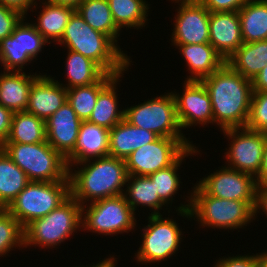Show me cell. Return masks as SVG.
<instances>
[{"mask_svg":"<svg viewBox=\"0 0 267 267\" xmlns=\"http://www.w3.org/2000/svg\"><path fill=\"white\" fill-rule=\"evenodd\" d=\"M213 108L214 124L221 130L246 127L253 95L252 81L227 63L203 78Z\"/></svg>","mask_w":267,"mask_h":267,"instance_id":"obj_1","label":"cell"},{"mask_svg":"<svg viewBox=\"0 0 267 267\" xmlns=\"http://www.w3.org/2000/svg\"><path fill=\"white\" fill-rule=\"evenodd\" d=\"M135 215L124 195L93 201L82 206V231L105 236L129 233L137 226Z\"/></svg>","mask_w":267,"mask_h":267,"instance_id":"obj_9","label":"cell"},{"mask_svg":"<svg viewBox=\"0 0 267 267\" xmlns=\"http://www.w3.org/2000/svg\"><path fill=\"white\" fill-rule=\"evenodd\" d=\"M68 176L71 196L83 206L123 195L128 172L124 159L106 156L71 165Z\"/></svg>","mask_w":267,"mask_h":267,"instance_id":"obj_2","label":"cell"},{"mask_svg":"<svg viewBox=\"0 0 267 267\" xmlns=\"http://www.w3.org/2000/svg\"><path fill=\"white\" fill-rule=\"evenodd\" d=\"M16 248H24V228L6 209H0V257Z\"/></svg>","mask_w":267,"mask_h":267,"instance_id":"obj_36","label":"cell"},{"mask_svg":"<svg viewBox=\"0 0 267 267\" xmlns=\"http://www.w3.org/2000/svg\"><path fill=\"white\" fill-rule=\"evenodd\" d=\"M116 26L126 29H143L148 23L150 4L146 0H108Z\"/></svg>","mask_w":267,"mask_h":267,"instance_id":"obj_32","label":"cell"},{"mask_svg":"<svg viewBox=\"0 0 267 267\" xmlns=\"http://www.w3.org/2000/svg\"><path fill=\"white\" fill-rule=\"evenodd\" d=\"M45 141L44 120L26 111L13 114L10 133L5 143L34 144Z\"/></svg>","mask_w":267,"mask_h":267,"instance_id":"obj_33","label":"cell"},{"mask_svg":"<svg viewBox=\"0 0 267 267\" xmlns=\"http://www.w3.org/2000/svg\"><path fill=\"white\" fill-rule=\"evenodd\" d=\"M260 212H261V215L265 214L267 218V183L262 184V185H257V188H256V200H255V207H254V215L256 216H254V219H256L257 214Z\"/></svg>","mask_w":267,"mask_h":267,"instance_id":"obj_43","label":"cell"},{"mask_svg":"<svg viewBox=\"0 0 267 267\" xmlns=\"http://www.w3.org/2000/svg\"><path fill=\"white\" fill-rule=\"evenodd\" d=\"M66 84L60 83L66 89L74 87L88 86L98 82L106 72L94 61L84 57L82 54L67 50Z\"/></svg>","mask_w":267,"mask_h":267,"instance_id":"obj_30","label":"cell"},{"mask_svg":"<svg viewBox=\"0 0 267 267\" xmlns=\"http://www.w3.org/2000/svg\"><path fill=\"white\" fill-rule=\"evenodd\" d=\"M253 92L267 91V64L262 71L252 80Z\"/></svg>","mask_w":267,"mask_h":267,"instance_id":"obj_44","label":"cell"},{"mask_svg":"<svg viewBox=\"0 0 267 267\" xmlns=\"http://www.w3.org/2000/svg\"><path fill=\"white\" fill-rule=\"evenodd\" d=\"M124 196L136 213L137 207H148L151 215H161L163 207H169L156 193L155 184L148 176L128 175ZM160 210V211H159Z\"/></svg>","mask_w":267,"mask_h":267,"instance_id":"obj_27","label":"cell"},{"mask_svg":"<svg viewBox=\"0 0 267 267\" xmlns=\"http://www.w3.org/2000/svg\"><path fill=\"white\" fill-rule=\"evenodd\" d=\"M42 3V10L36 21L31 23L36 27L37 31L50 44L61 41L64 30L69 22L70 17L76 11L75 8L67 5L53 4L46 1ZM51 39V40H50Z\"/></svg>","mask_w":267,"mask_h":267,"instance_id":"obj_24","label":"cell"},{"mask_svg":"<svg viewBox=\"0 0 267 267\" xmlns=\"http://www.w3.org/2000/svg\"><path fill=\"white\" fill-rule=\"evenodd\" d=\"M25 17L20 11L0 4V41L11 35L15 27Z\"/></svg>","mask_w":267,"mask_h":267,"instance_id":"obj_38","label":"cell"},{"mask_svg":"<svg viewBox=\"0 0 267 267\" xmlns=\"http://www.w3.org/2000/svg\"><path fill=\"white\" fill-rule=\"evenodd\" d=\"M236 255L232 256L227 255L228 257H222L214 263L215 265L213 267H256L257 266V253L256 255L252 253L253 255Z\"/></svg>","mask_w":267,"mask_h":267,"instance_id":"obj_39","label":"cell"},{"mask_svg":"<svg viewBox=\"0 0 267 267\" xmlns=\"http://www.w3.org/2000/svg\"><path fill=\"white\" fill-rule=\"evenodd\" d=\"M13 112L0 104V147L9 136Z\"/></svg>","mask_w":267,"mask_h":267,"instance_id":"obj_41","label":"cell"},{"mask_svg":"<svg viewBox=\"0 0 267 267\" xmlns=\"http://www.w3.org/2000/svg\"><path fill=\"white\" fill-rule=\"evenodd\" d=\"M209 43L225 61L243 44L238 12H210Z\"/></svg>","mask_w":267,"mask_h":267,"instance_id":"obj_19","label":"cell"},{"mask_svg":"<svg viewBox=\"0 0 267 267\" xmlns=\"http://www.w3.org/2000/svg\"><path fill=\"white\" fill-rule=\"evenodd\" d=\"M26 18L20 21L11 35L0 41V65L4 71H24L25 65L38 60V54L49 44Z\"/></svg>","mask_w":267,"mask_h":267,"instance_id":"obj_12","label":"cell"},{"mask_svg":"<svg viewBox=\"0 0 267 267\" xmlns=\"http://www.w3.org/2000/svg\"><path fill=\"white\" fill-rule=\"evenodd\" d=\"M58 44L60 47L64 46L67 50L91 59L111 75L125 73L133 63L131 57L126 55L107 35L94 30L76 11L70 17Z\"/></svg>","mask_w":267,"mask_h":267,"instance_id":"obj_4","label":"cell"},{"mask_svg":"<svg viewBox=\"0 0 267 267\" xmlns=\"http://www.w3.org/2000/svg\"><path fill=\"white\" fill-rule=\"evenodd\" d=\"M124 108V119L158 137L186 138L177 118L176 100L171 92Z\"/></svg>","mask_w":267,"mask_h":267,"instance_id":"obj_8","label":"cell"},{"mask_svg":"<svg viewBox=\"0 0 267 267\" xmlns=\"http://www.w3.org/2000/svg\"><path fill=\"white\" fill-rule=\"evenodd\" d=\"M157 138L155 133L123 119L109 131V156L125 160L132 152Z\"/></svg>","mask_w":267,"mask_h":267,"instance_id":"obj_23","label":"cell"},{"mask_svg":"<svg viewBox=\"0 0 267 267\" xmlns=\"http://www.w3.org/2000/svg\"><path fill=\"white\" fill-rule=\"evenodd\" d=\"M243 43L267 40V0H250L239 11Z\"/></svg>","mask_w":267,"mask_h":267,"instance_id":"obj_29","label":"cell"},{"mask_svg":"<svg viewBox=\"0 0 267 267\" xmlns=\"http://www.w3.org/2000/svg\"><path fill=\"white\" fill-rule=\"evenodd\" d=\"M178 48L189 74L186 80L201 81L220 69L226 61L210 43L171 44Z\"/></svg>","mask_w":267,"mask_h":267,"instance_id":"obj_21","label":"cell"},{"mask_svg":"<svg viewBox=\"0 0 267 267\" xmlns=\"http://www.w3.org/2000/svg\"><path fill=\"white\" fill-rule=\"evenodd\" d=\"M77 230H82V205L70 196L48 215L33 220L24 228V248H58Z\"/></svg>","mask_w":267,"mask_h":267,"instance_id":"obj_5","label":"cell"},{"mask_svg":"<svg viewBox=\"0 0 267 267\" xmlns=\"http://www.w3.org/2000/svg\"><path fill=\"white\" fill-rule=\"evenodd\" d=\"M178 5L170 38L172 44L209 43L210 12L201 3Z\"/></svg>","mask_w":267,"mask_h":267,"instance_id":"obj_16","label":"cell"},{"mask_svg":"<svg viewBox=\"0 0 267 267\" xmlns=\"http://www.w3.org/2000/svg\"><path fill=\"white\" fill-rule=\"evenodd\" d=\"M42 1H46L53 4L67 5L76 9L78 5L84 0H42Z\"/></svg>","mask_w":267,"mask_h":267,"instance_id":"obj_47","label":"cell"},{"mask_svg":"<svg viewBox=\"0 0 267 267\" xmlns=\"http://www.w3.org/2000/svg\"><path fill=\"white\" fill-rule=\"evenodd\" d=\"M178 4H188V3H201L202 0H171Z\"/></svg>","mask_w":267,"mask_h":267,"instance_id":"obj_49","label":"cell"},{"mask_svg":"<svg viewBox=\"0 0 267 267\" xmlns=\"http://www.w3.org/2000/svg\"><path fill=\"white\" fill-rule=\"evenodd\" d=\"M200 151L196 146L190 147L172 165L148 175L155 184L156 193L166 205L171 204L170 206L172 207V202L175 199L173 197L181 187L180 184L182 182L177 171L181 169L182 162L186 160L185 157H194V154L198 156Z\"/></svg>","mask_w":267,"mask_h":267,"instance_id":"obj_34","label":"cell"},{"mask_svg":"<svg viewBox=\"0 0 267 267\" xmlns=\"http://www.w3.org/2000/svg\"><path fill=\"white\" fill-rule=\"evenodd\" d=\"M188 139L158 137L135 150L125 159L128 175L148 176L172 165L188 148L196 146Z\"/></svg>","mask_w":267,"mask_h":267,"instance_id":"obj_11","label":"cell"},{"mask_svg":"<svg viewBox=\"0 0 267 267\" xmlns=\"http://www.w3.org/2000/svg\"><path fill=\"white\" fill-rule=\"evenodd\" d=\"M148 224L142 228L139 249L135 253L138 264H151L167 261L179 251L182 242V229L176 220L163 215L148 216Z\"/></svg>","mask_w":267,"mask_h":267,"instance_id":"obj_10","label":"cell"},{"mask_svg":"<svg viewBox=\"0 0 267 267\" xmlns=\"http://www.w3.org/2000/svg\"><path fill=\"white\" fill-rule=\"evenodd\" d=\"M198 185L210 196L227 200L255 201L257 183L254 176L222 166L207 177L200 178Z\"/></svg>","mask_w":267,"mask_h":267,"instance_id":"obj_14","label":"cell"},{"mask_svg":"<svg viewBox=\"0 0 267 267\" xmlns=\"http://www.w3.org/2000/svg\"><path fill=\"white\" fill-rule=\"evenodd\" d=\"M247 128L267 133V91L253 92Z\"/></svg>","mask_w":267,"mask_h":267,"instance_id":"obj_37","label":"cell"},{"mask_svg":"<svg viewBox=\"0 0 267 267\" xmlns=\"http://www.w3.org/2000/svg\"><path fill=\"white\" fill-rule=\"evenodd\" d=\"M250 0H202L209 12H238Z\"/></svg>","mask_w":267,"mask_h":267,"instance_id":"obj_40","label":"cell"},{"mask_svg":"<svg viewBox=\"0 0 267 267\" xmlns=\"http://www.w3.org/2000/svg\"><path fill=\"white\" fill-rule=\"evenodd\" d=\"M30 181L0 147V209H6Z\"/></svg>","mask_w":267,"mask_h":267,"instance_id":"obj_31","label":"cell"},{"mask_svg":"<svg viewBox=\"0 0 267 267\" xmlns=\"http://www.w3.org/2000/svg\"><path fill=\"white\" fill-rule=\"evenodd\" d=\"M1 148L25 172L29 181H70L66 159L47 141L34 144L4 143Z\"/></svg>","mask_w":267,"mask_h":267,"instance_id":"obj_6","label":"cell"},{"mask_svg":"<svg viewBox=\"0 0 267 267\" xmlns=\"http://www.w3.org/2000/svg\"><path fill=\"white\" fill-rule=\"evenodd\" d=\"M226 63L248 80H253L267 64V40L243 43Z\"/></svg>","mask_w":267,"mask_h":267,"instance_id":"obj_26","label":"cell"},{"mask_svg":"<svg viewBox=\"0 0 267 267\" xmlns=\"http://www.w3.org/2000/svg\"><path fill=\"white\" fill-rule=\"evenodd\" d=\"M70 196V181H30L6 210L25 228L58 208Z\"/></svg>","mask_w":267,"mask_h":267,"instance_id":"obj_7","label":"cell"},{"mask_svg":"<svg viewBox=\"0 0 267 267\" xmlns=\"http://www.w3.org/2000/svg\"><path fill=\"white\" fill-rule=\"evenodd\" d=\"M81 122L66 101L45 121L46 141L66 158L75 148Z\"/></svg>","mask_w":267,"mask_h":267,"instance_id":"obj_17","label":"cell"},{"mask_svg":"<svg viewBox=\"0 0 267 267\" xmlns=\"http://www.w3.org/2000/svg\"><path fill=\"white\" fill-rule=\"evenodd\" d=\"M192 191V192H191ZM185 203L175 207L178 215L195 218L202 228L234 231L248 226L254 219L255 201L227 200L208 195L196 182ZM248 224V225H247Z\"/></svg>","mask_w":267,"mask_h":267,"instance_id":"obj_3","label":"cell"},{"mask_svg":"<svg viewBox=\"0 0 267 267\" xmlns=\"http://www.w3.org/2000/svg\"><path fill=\"white\" fill-rule=\"evenodd\" d=\"M220 132L231 140L224 153L226 166L256 177L262 165L267 133L247 127L228 128Z\"/></svg>","mask_w":267,"mask_h":267,"instance_id":"obj_13","label":"cell"},{"mask_svg":"<svg viewBox=\"0 0 267 267\" xmlns=\"http://www.w3.org/2000/svg\"><path fill=\"white\" fill-rule=\"evenodd\" d=\"M124 74L115 76L100 92L92 111L89 122L96 125L112 129L116 124L124 119V109L119 107L118 84ZM120 80V81H119Z\"/></svg>","mask_w":267,"mask_h":267,"instance_id":"obj_25","label":"cell"},{"mask_svg":"<svg viewBox=\"0 0 267 267\" xmlns=\"http://www.w3.org/2000/svg\"><path fill=\"white\" fill-rule=\"evenodd\" d=\"M183 92H173L176 100L177 118L181 129L194 125H214L213 108L210 95L202 81L185 80Z\"/></svg>","mask_w":267,"mask_h":267,"instance_id":"obj_15","label":"cell"},{"mask_svg":"<svg viewBox=\"0 0 267 267\" xmlns=\"http://www.w3.org/2000/svg\"><path fill=\"white\" fill-rule=\"evenodd\" d=\"M265 251L264 252L261 251V253H257V266L256 267H267V249Z\"/></svg>","mask_w":267,"mask_h":267,"instance_id":"obj_48","label":"cell"},{"mask_svg":"<svg viewBox=\"0 0 267 267\" xmlns=\"http://www.w3.org/2000/svg\"><path fill=\"white\" fill-rule=\"evenodd\" d=\"M67 101V89L55 77L40 74L32 83L27 113L46 121Z\"/></svg>","mask_w":267,"mask_h":267,"instance_id":"obj_18","label":"cell"},{"mask_svg":"<svg viewBox=\"0 0 267 267\" xmlns=\"http://www.w3.org/2000/svg\"><path fill=\"white\" fill-rule=\"evenodd\" d=\"M255 179H256L257 185H262V184L267 183V137L265 141L262 165Z\"/></svg>","mask_w":267,"mask_h":267,"instance_id":"obj_45","label":"cell"},{"mask_svg":"<svg viewBox=\"0 0 267 267\" xmlns=\"http://www.w3.org/2000/svg\"><path fill=\"white\" fill-rule=\"evenodd\" d=\"M37 2V0H0V4L20 11L25 16H28L29 10L31 12L35 10L36 13L37 5L40 4Z\"/></svg>","mask_w":267,"mask_h":267,"instance_id":"obj_42","label":"cell"},{"mask_svg":"<svg viewBox=\"0 0 267 267\" xmlns=\"http://www.w3.org/2000/svg\"><path fill=\"white\" fill-rule=\"evenodd\" d=\"M109 129L82 121L74 150L65 158L68 168L90 159L109 156Z\"/></svg>","mask_w":267,"mask_h":267,"instance_id":"obj_20","label":"cell"},{"mask_svg":"<svg viewBox=\"0 0 267 267\" xmlns=\"http://www.w3.org/2000/svg\"><path fill=\"white\" fill-rule=\"evenodd\" d=\"M76 12L89 26L107 35L120 48L118 37L121 30L114 23L108 0H84Z\"/></svg>","mask_w":267,"mask_h":267,"instance_id":"obj_28","label":"cell"},{"mask_svg":"<svg viewBox=\"0 0 267 267\" xmlns=\"http://www.w3.org/2000/svg\"><path fill=\"white\" fill-rule=\"evenodd\" d=\"M23 71H1L0 104L13 113L27 110L29 93L33 81L40 75Z\"/></svg>","mask_w":267,"mask_h":267,"instance_id":"obj_22","label":"cell"},{"mask_svg":"<svg viewBox=\"0 0 267 267\" xmlns=\"http://www.w3.org/2000/svg\"><path fill=\"white\" fill-rule=\"evenodd\" d=\"M116 259L118 258H115L114 255L112 256L110 255V257L108 256V258H104L101 261H97L96 264L92 263L93 265L88 264L86 265V267H116V265L118 264ZM75 267H85V266H83L82 264L81 266H75Z\"/></svg>","mask_w":267,"mask_h":267,"instance_id":"obj_46","label":"cell"},{"mask_svg":"<svg viewBox=\"0 0 267 267\" xmlns=\"http://www.w3.org/2000/svg\"><path fill=\"white\" fill-rule=\"evenodd\" d=\"M115 76L106 73L94 84L67 89V101L81 121H88L95 107L99 92Z\"/></svg>","mask_w":267,"mask_h":267,"instance_id":"obj_35","label":"cell"}]
</instances>
